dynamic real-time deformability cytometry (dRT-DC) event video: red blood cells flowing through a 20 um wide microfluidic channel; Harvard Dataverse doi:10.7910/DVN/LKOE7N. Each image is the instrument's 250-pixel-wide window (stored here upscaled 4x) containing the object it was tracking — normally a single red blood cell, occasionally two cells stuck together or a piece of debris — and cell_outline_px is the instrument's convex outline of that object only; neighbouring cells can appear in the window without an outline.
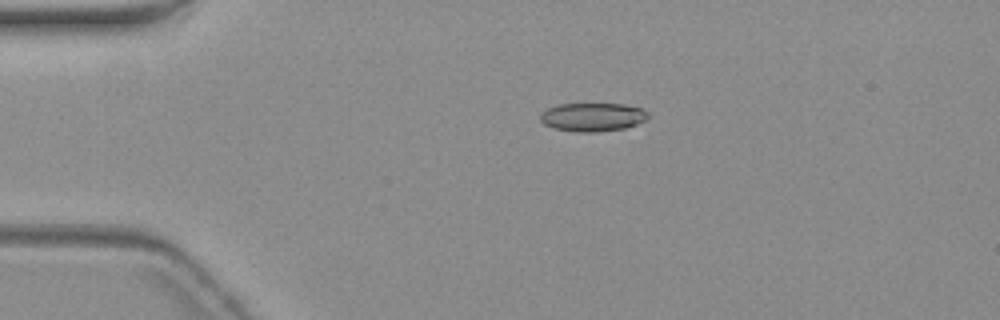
{"species": "common noctule bat (a hibernating species)", "species_latin": "Nyctalus noctula", "temperature_condition": "warm", "stored_images_in_passage": 6, "camera_frame_rate_fps": 3000, "um_per_image_px": 0.085, "animal": {"sex": "female", "body_mass_g": 19.3, "forearm_length_mm": 54.1}, "frame": {"image": 1, "passage_image": 4, "time_ms": 3.667, "image_size_px": [1000, 320], "cell_outline_px": [[652, 116], [648, 120], [624, 128], [596, 132], [576, 132], [556, 128], [544, 124], [540, 120], [540, 112], [548, 108], [560, 104], [624, 104], [640, 108], [648, 112]], "centroid_in_image_um": [50.41, 9.94], "position_along_channel_um": 34.6, "area_um2": 17.98}}
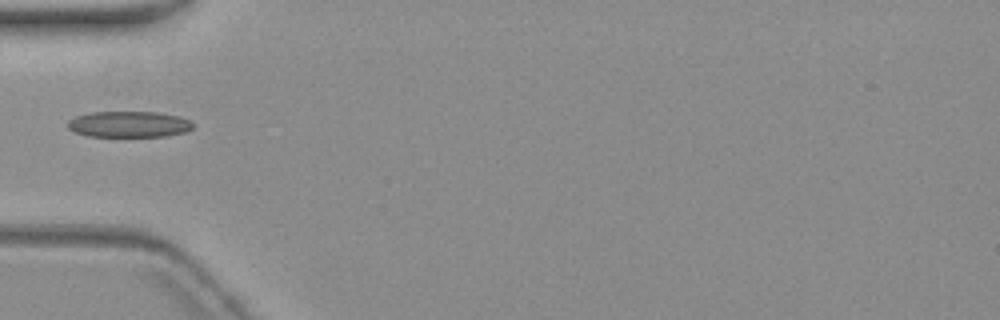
{"frame": {"image": 2, "passage_image": 6, "time_ms": 6.0, "image_size_px": [1000, 320], "cell_outline_px": [[196, 124], [192, 128], [184, 132], [164, 136], [88, 136], [76, 132], [68, 128], [68, 120], [76, 116], [92, 112], [156, 112], [180, 116]], "centroid_in_image_um": [10.97, 10.55], "position_along_channel_um": 74.0, "area_um2": 18.9}}